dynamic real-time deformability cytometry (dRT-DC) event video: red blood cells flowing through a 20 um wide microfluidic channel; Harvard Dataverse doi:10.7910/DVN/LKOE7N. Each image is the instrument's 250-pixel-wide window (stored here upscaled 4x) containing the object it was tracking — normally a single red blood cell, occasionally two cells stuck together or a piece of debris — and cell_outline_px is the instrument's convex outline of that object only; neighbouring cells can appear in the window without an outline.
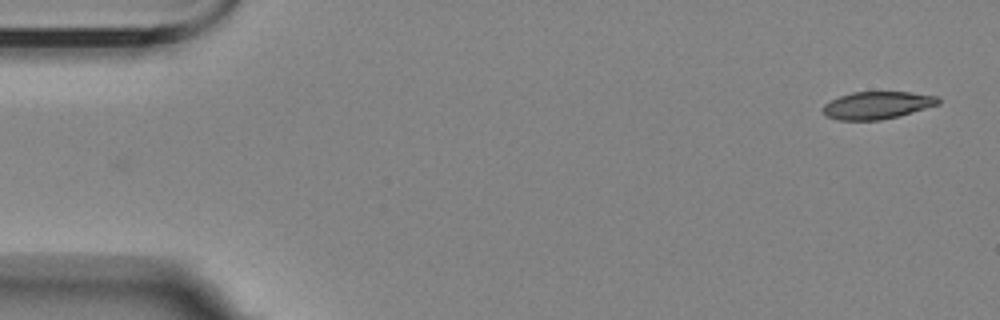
{"species": "Egyptian fruit bat (a non-hibernating species)", "species_latin": "Rousettus aegyptiacus", "temperature_condition": "room temperature", "stored_images_in_passage": 5, "segment_of_instrument_passage": [2, 2], "camera_frame_rate_fps": 3000, "um_per_image_px": 0.085, "animal": {"sex": "female"}, "frame": {"image": 1, "passage_image": 5, "time_ms": 5.333, "image_size_px": [1000, 320], "cell_outline_px": [[940, 104], [896, 116], [880, 120], [836, 120], [824, 116], [824, 104], [840, 96], [852, 92], [908, 92], [936, 96], [940, 100]], "centroid_in_image_um": [74.53, 8.95], "position_along_channel_um": 10.5, "area_um2": 18.21}}